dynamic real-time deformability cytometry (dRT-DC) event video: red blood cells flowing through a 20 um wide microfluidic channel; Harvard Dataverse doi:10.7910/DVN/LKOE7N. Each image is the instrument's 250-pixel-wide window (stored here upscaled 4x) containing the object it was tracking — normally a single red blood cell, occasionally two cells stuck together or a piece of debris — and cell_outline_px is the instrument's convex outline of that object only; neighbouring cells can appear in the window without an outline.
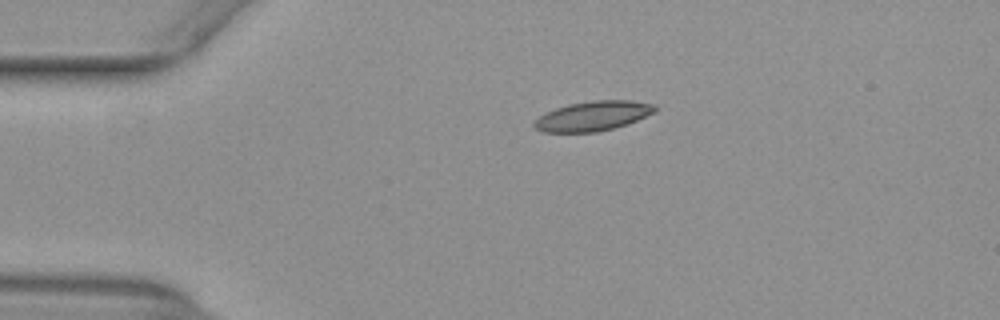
{"species": "common noctule bat (a hibernating species)", "species_latin": "Nyctalus noctula", "temperature_condition": "warm", "stored_images_in_passage": 42, "camera_frame_rate_fps": 3000, "um_per_image_px": 0.085, "animal": {"sex": "female", "body_mass_g": 29.2, "forearm_length_mm": 56.3}, "frame": {"image": 1, "passage_image": 1, "time_ms": 0.0, "image_size_px": [1000, 320], "cell_outline_px": [[656, 112], [628, 124], [596, 132], [544, 132], [536, 128], [532, 124], [544, 112], [568, 104], [592, 100], [632, 100], [656, 104]], "centroid_in_image_um": [50.43, 9.84], "position_along_channel_um": 34.6, "area_um2": 20.98}}
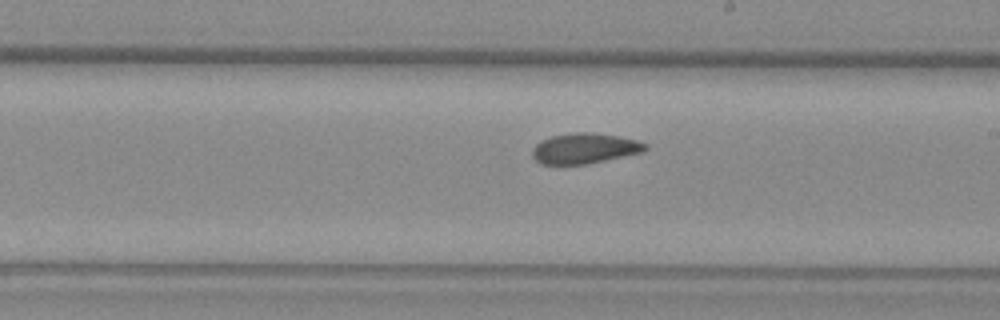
{"frame": {"image": 2, "passage_image": 20, "time_ms": 6.333, "image_size_px": [1000, 320], "cell_outline_px": [[648, 148], [644, 152], [584, 164], [540, 164], [532, 156], [532, 148], [540, 140], [552, 136], [576, 132], [588, 132], [620, 136], [636, 140], [648, 144]], "centroid_in_image_um": [49.69, 12.6], "position_along_channel_um": 239.3, "area_um2": 20.0}}
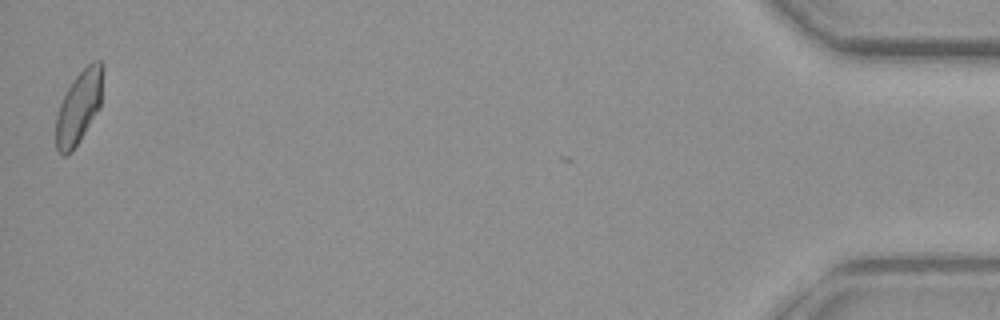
{"frame": {"image": 3, "passage_image": 42, "time_ms": 13.667, "image_size_px": [1000, 320], "cell_outline_px": [[104, 72], [100, 108], [80, 140], [72, 152], [64, 156], [56, 148], [56, 116], [60, 104], [72, 80], [92, 60], [100, 60], [104, 64]], "centroid_in_image_um": [6.74, 9.07], "position_along_channel_um": 428.5, "area_um2": 20.11}, "authors_computed_cell_mechanics": {"area_um2": 20.2589, "velocity_mm_per_s": 3.9278, "shape_relaxation_time_tau1_ms": null, "shape_relaxation_time_tau2_ms": 2.3556, "deformation_change_tau1": null, "deformation_change_tau2": 0.0607}}